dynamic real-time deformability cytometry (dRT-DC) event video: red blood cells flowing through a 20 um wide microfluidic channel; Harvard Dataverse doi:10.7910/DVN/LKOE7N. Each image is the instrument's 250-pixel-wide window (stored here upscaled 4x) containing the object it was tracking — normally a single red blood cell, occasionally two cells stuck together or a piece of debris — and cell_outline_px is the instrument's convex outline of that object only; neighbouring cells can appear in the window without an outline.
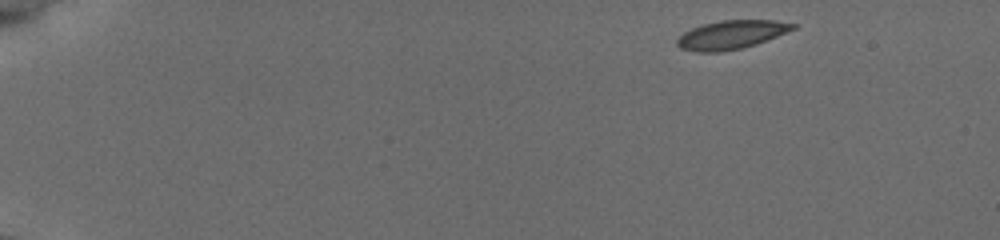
{"species": "common noctule bat (a hibernating species)", "species_latin": "Nyctalus noctula", "temperature_condition": "cold", "stored_images_in_passage": 49, "camera_frame_rate_fps": 3000, "um_per_image_px": 0.085, "animal": {"sex": "female", "body_mass_g": 19.5, "forearm_length_mm": 54.1}, "frame": {"image": 1, "passage_image": 1, "time_ms": 0.0, "image_size_px": [1000, 240], "cell_outline_px": [[796, 28], [756, 44], [740, 48], [720, 52], [696, 52], [680, 48], [676, 44], [676, 40], [684, 32], [692, 28], [704, 24], [720, 20], [776, 20], [796, 24]], "centroid_in_image_um": [62.14, 2.95], "position_along_channel_um": 22.9, "area_um2": 19.19}}
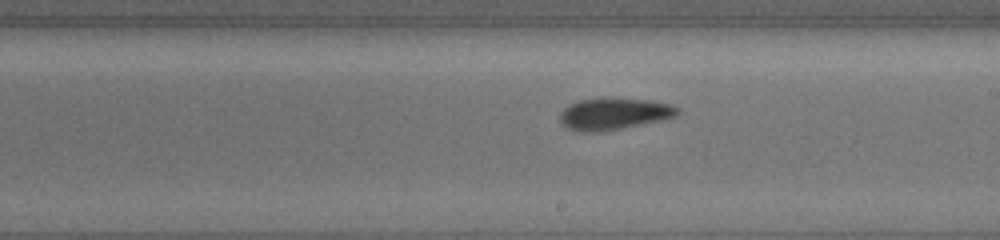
{"frame": {"image": 2, "passage_image": 28, "time_ms": 9.0, "image_size_px": [1000, 240], "cell_outline_px": [[680, 112], [676, 116], [660, 120], [600, 132], [580, 132], [568, 128], [560, 120], [560, 112], [568, 104], [580, 100], [652, 100], [668, 104], [680, 108]], "centroid_in_image_um": [52.17, 9.7], "position_along_channel_um": 236.8, "area_um2": 20.98}}
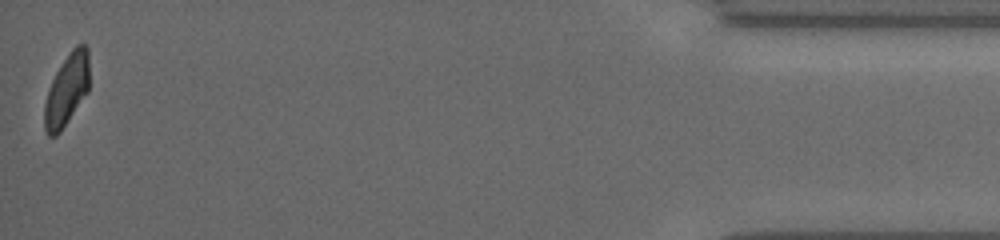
{"frame": {"image": 3, "passage_image": 49, "time_ms": 16.0, "image_size_px": [1000, 240], "cell_outline_px": [[88, 92], [60, 132], [56, 136], [48, 136], [44, 128], [44, 104], [52, 80], [56, 72], [68, 52], [76, 44], [84, 44], [88, 48]], "centroid_in_image_um": [5.67, 7.64], "position_along_channel_um": 429.5, "area_um2": 18.67}, "authors_computed_cell_mechanics": {"area_um2": 19.8832, "velocity_mm_per_s": 3.8026, "shape_relaxation_time_tau1_ms": 3.1008, "shape_relaxation_time_tau2_ms": 3.729, "deformation_change_tau1": 0.1112, "deformation_change_tau2": 0.0972}}